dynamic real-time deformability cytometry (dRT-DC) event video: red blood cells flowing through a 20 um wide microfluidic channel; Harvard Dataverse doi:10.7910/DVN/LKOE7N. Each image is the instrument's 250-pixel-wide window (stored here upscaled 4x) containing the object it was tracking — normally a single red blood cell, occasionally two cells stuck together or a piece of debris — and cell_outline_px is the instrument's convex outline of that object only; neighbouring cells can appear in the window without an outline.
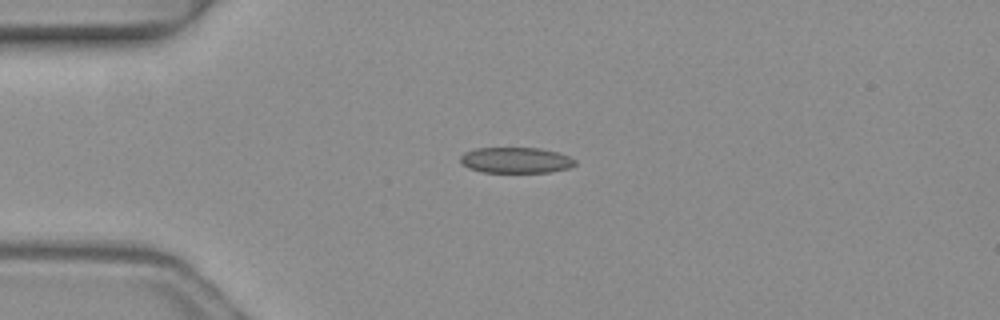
{"species": "common noctule bat (a hibernating species)", "species_latin": "Nyctalus noctula", "temperature_condition": "warm", "stored_images_in_passage": 4, "camera_frame_rate_fps": 3000, "um_per_image_px": 0.085, "animal": {"sex": "female", "body_mass_g": 19.3, "forearm_length_mm": 54.1}, "frame": {"image": 1, "passage_image": 3, "time_ms": 0.667, "image_size_px": [1000, 320], "cell_outline_px": [[576, 164], [568, 168], [548, 172], [480, 172], [468, 168], [460, 164], [460, 156], [464, 152], [476, 148], [540, 148], [556, 152], [568, 156], [576, 160]], "centroid_in_image_um": [43.79, 13.62], "position_along_channel_um": 41.2, "area_um2": 17.28}}